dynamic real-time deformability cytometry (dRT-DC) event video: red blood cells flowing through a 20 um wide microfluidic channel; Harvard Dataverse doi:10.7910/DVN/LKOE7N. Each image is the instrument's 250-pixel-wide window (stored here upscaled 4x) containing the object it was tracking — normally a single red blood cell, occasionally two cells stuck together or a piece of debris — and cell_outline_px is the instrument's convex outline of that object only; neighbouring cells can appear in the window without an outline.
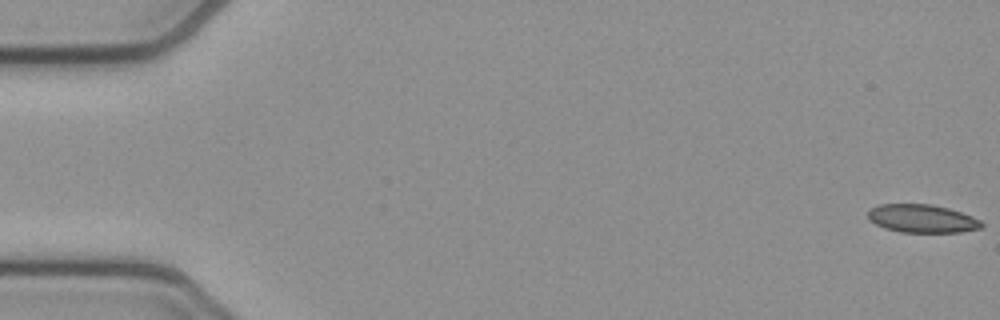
{"species": "common noctule bat (a hibernating species)", "species_latin": "Nyctalus noctula", "temperature_condition": "cold", "stored_images_in_passage": 54, "camera_frame_rate_fps": 3000, "um_per_image_px": 0.085, "animal": {"sex": "female", "body_mass_g": 21.9}, "frame": {"image": 1, "passage_image": 1, "time_ms": 0.0, "image_size_px": [1000, 320], "cell_outline_px": [[984, 224], [980, 228], [960, 232], [900, 232], [884, 228], [876, 224], [868, 216], [868, 212], [872, 208], [880, 204], [932, 204], [948, 208], [972, 216], [980, 220]], "centroid_in_image_um": [78.39, 18.58], "position_along_channel_um": 6.6, "area_um2": 18.5}}
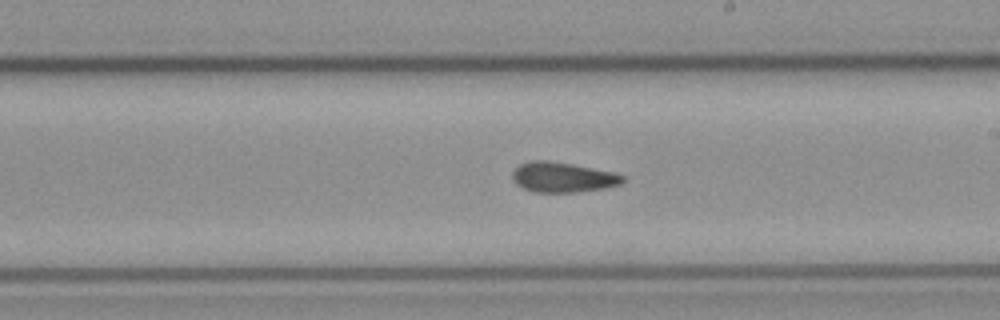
{"frame": {"image": 2, "passage_image": 31, "time_ms": 10.0, "image_size_px": [1000, 320], "cell_outline_px": [[624, 180], [620, 184], [604, 188], [576, 192], [532, 192], [516, 184], [512, 180], [512, 172], [520, 164], [532, 160], [548, 160], [572, 164], [616, 172], [624, 176]], "centroid_in_image_um": [47.82, 15.06], "position_along_channel_um": 241.2, "area_um2": 19.42}}
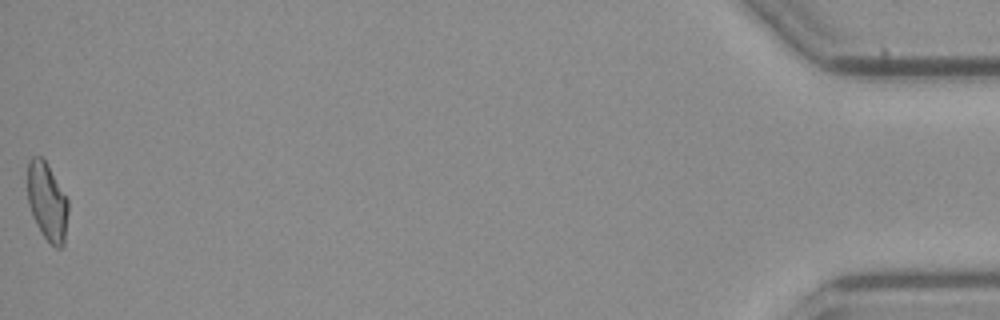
{"frame": {"image": 3, "passage_image": 54, "time_ms": 17.667, "image_size_px": [1000, 320], "cell_outline_px": [[68, 212], [64, 244], [60, 248], [56, 248], [44, 236], [36, 224], [32, 216], [28, 204], [28, 160], [32, 156], [40, 156], [44, 160], [68, 200]], "centroid_in_image_um": [4.0, 17.16], "position_along_channel_um": 431.2, "area_um2": 18.21}, "authors_computed_cell_mechanics": {"area_um2": 19.2474, "velocity_mm_per_s": 3.8366, "shape_relaxation_time_tau1_ms": null, "shape_relaxation_time_tau2_ms": 3.4342, "deformation_change_tau1": null, "deformation_change_tau2": 0.1086}}